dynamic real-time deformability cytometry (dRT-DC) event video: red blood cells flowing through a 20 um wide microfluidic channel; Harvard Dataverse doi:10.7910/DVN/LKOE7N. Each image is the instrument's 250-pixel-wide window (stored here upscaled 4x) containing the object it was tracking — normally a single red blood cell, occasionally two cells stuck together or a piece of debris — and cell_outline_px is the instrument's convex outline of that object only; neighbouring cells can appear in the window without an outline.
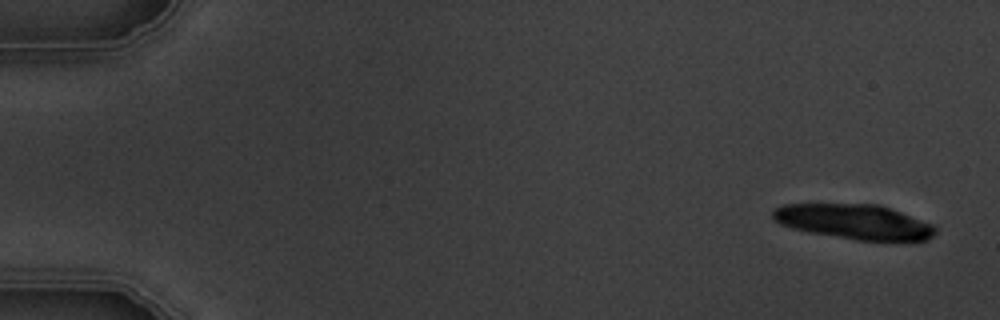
{"species": "common noctule bat (a hibernating species)", "species_latin": "Nyctalus noctula", "temperature_condition": "warm", "stored_images_in_passage": 5, "camera_frame_rate_fps": 3000, "um_per_image_px": 0.085, "animal": {"sex": "male", "body_mass_g": 19.5, "forearm_length_mm": 54.6}, "frame": {"image": 1, "passage_image": 1, "time_ms": 0.0, "image_size_px": [1000, 320], "cell_outline_px": [[936, 232], [928, 240], [856, 240], [808, 232], [792, 228], [780, 224], [772, 220], [772, 212], [776, 208], [784, 204], [880, 204], [932, 224], [936, 228]], "centroid_in_image_um": [72.58, 18.84], "position_along_channel_um": 12.4, "area_um2": 32.95}}